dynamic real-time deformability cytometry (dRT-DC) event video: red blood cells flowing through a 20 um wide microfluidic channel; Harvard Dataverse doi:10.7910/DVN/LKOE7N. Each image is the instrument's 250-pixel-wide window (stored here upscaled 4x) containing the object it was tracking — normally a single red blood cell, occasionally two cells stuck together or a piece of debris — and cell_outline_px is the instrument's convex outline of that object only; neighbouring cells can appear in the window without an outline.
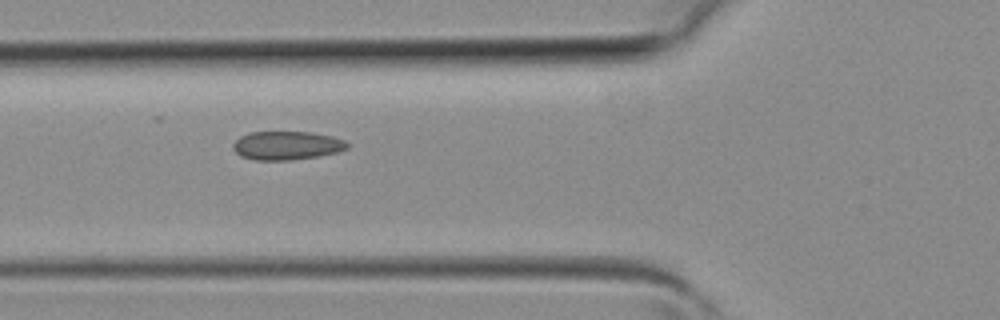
{"species": "common noctule bat (a hibernating species)", "species_latin": "Nyctalus noctula", "temperature_condition": "room temperature", "stored_images_in_passage": 6, "camera_frame_rate_fps": 3000, "um_per_image_px": 0.085, "animal": {"sex": "female", "body_mass_g": 19.3, "forearm_length_mm": 54.1}, "frame": {"image": 1, "passage_image": 6, "time_ms": 1.667, "image_size_px": [1000, 320], "cell_outline_px": [[348, 148], [336, 152], [320, 156], [292, 160], [256, 160], [240, 156], [232, 148], [232, 144], [240, 136], [252, 132], [312, 132], [332, 136], [344, 140], [348, 144]], "centroid_in_image_um": [24.37, 12.37], "position_along_channel_um": 101.4, "area_um2": 19.07}}